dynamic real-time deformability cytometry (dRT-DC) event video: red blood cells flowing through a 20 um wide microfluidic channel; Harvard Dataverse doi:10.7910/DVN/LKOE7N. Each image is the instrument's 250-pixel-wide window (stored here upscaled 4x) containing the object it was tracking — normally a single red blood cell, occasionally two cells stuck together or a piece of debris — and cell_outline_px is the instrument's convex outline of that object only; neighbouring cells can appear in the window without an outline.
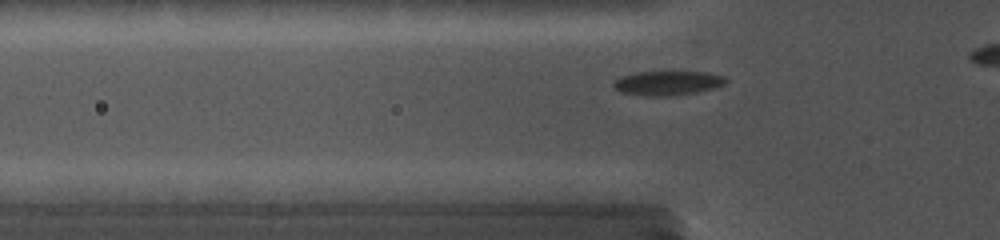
{"species": "common noctule bat (a hibernating species)", "species_latin": "Nyctalus noctula", "temperature_condition": "cold", "stored_images_in_passage": 9, "camera_frame_rate_fps": 5000, "um_per_image_px": 0.085, "animal": {"sex": "female", "body_mass_g": 19.0, "forearm_length_mm": 56.7}, "frame": {"image": 1, "passage_image": 2, "time_ms": 0.2, "image_size_px": [1000, 240], "cell_outline_px": [[728, 80], [724, 84], [712, 88], [696, 92], [672, 96], [644, 96], [620, 92], [612, 84], [612, 80], [620, 76], [636, 72], [708, 72], [724, 76]], "centroid_in_image_um": [56.7, 7.06], "position_along_channel_um": 69.1, "area_um2": 16.01}}
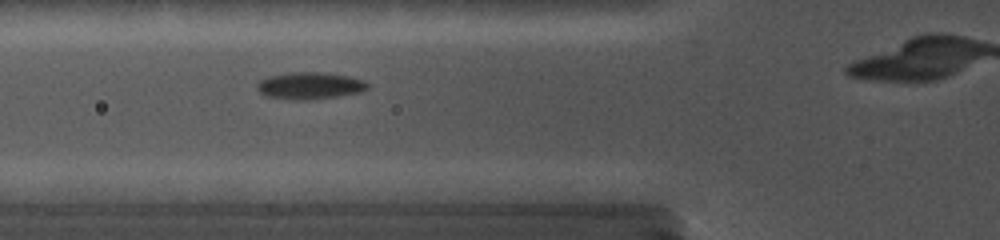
{"frame": {"image": 2, "passage_image": 8, "time_ms": 1.0, "image_size_px": [1000, 240], "cell_outline_px": [[372, 84], [368, 88], [360, 92], [312, 100], [296, 100], [264, 96], [256, 88], [256, 84], [260, 80], [268, 76], [288, 72], [320, 72], [348, 76], [364, 80]], "centroid_in_image_um": [26.32, 7.28], "position_along_channel_um": 99.5, "area_um2": 17.57}}